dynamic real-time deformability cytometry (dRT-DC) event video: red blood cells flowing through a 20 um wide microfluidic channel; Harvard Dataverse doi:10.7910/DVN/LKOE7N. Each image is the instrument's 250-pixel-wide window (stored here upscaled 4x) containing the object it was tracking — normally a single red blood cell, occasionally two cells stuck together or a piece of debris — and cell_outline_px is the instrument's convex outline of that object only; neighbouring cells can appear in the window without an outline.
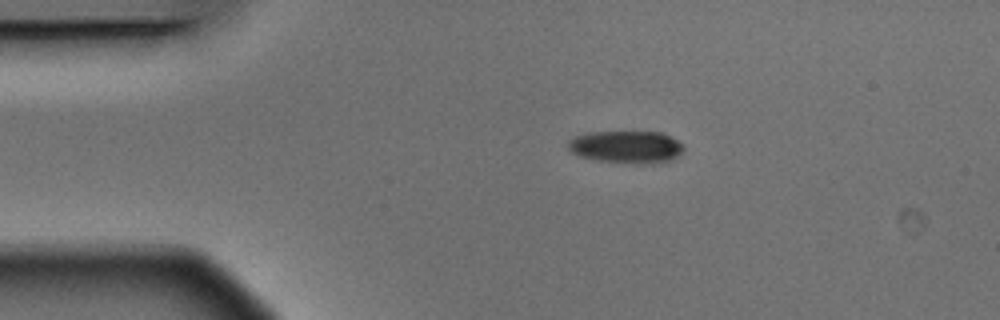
{"species": "Egyptian fruit bat (a non-hibernating species)", "species_latin": "Rousettus aegyptiacus", "temperature_condition": "warm", "stored_images_in_passage": 5, "camera_frame_rate_fps": 3000, "um_per_image_px": 0.085, "animal": {"sex": "male"}, "frame": {"image": 1, "passage_image": 2, "time_ms": 0.333, "image_size_px": [1000, 320], "cell_outline_px": [[684, 148], [672, 160], [652, 164], [636, 164], [596, 160], [580, 156], [572, 152], [568, 148], [568, 140], [572, 136], [588, 132], [660, 132], [684, 144]], "centroid_in_image_um": [53.21, 12.49], "position_along_channel_um": 31.8, "area_um2": 21.96}}
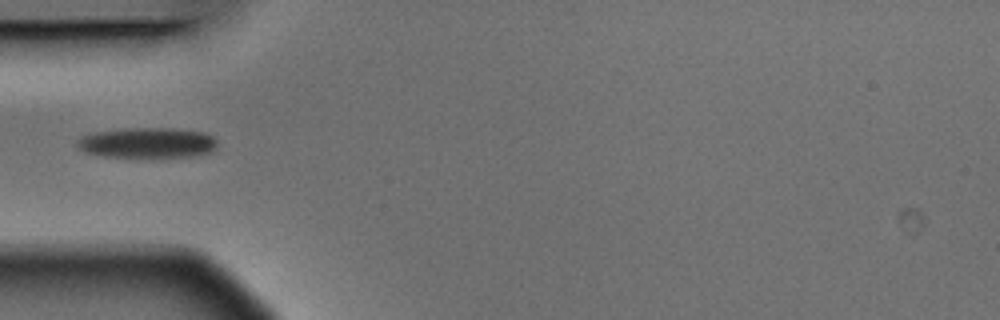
{"frame": {"image": 2, "passage_image": 4, "time_ms": 1.0, "image_size_px": [1000, 320], "cell_outline_px": [[216, 148], [212, 152], [196, 156], [152, 160], [100, 156], [84, 152], [76, 144], [76, 140], [80, 136], [96, 132], [128, 128], [172, 128], [208, 132], [216, 140]], "centroid_in_image_um": [12.55, 12.19], "position_along_channel_um": 72.4, "area_um2": 26.18}}
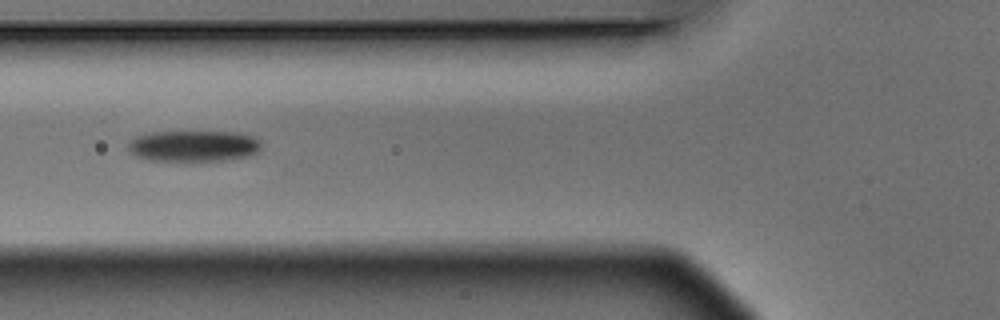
{"frame": {"image": 3, "passage_image": 5, "time_ms": 1.333, "image_size_px": [1000, 320], "cell_outline_px": [[260, 152], [252, 156], [228, 160], [192, 164], [152, 160], [136, 156], [128, 148], [128, 144], [136, 136], [152, 132], [236, 132], [252, 136], [260, 140]], "centroid_in_image_um": [16.51, 12.46], "position_along_channel_um": 109.3, "area_um2": 25.14}}